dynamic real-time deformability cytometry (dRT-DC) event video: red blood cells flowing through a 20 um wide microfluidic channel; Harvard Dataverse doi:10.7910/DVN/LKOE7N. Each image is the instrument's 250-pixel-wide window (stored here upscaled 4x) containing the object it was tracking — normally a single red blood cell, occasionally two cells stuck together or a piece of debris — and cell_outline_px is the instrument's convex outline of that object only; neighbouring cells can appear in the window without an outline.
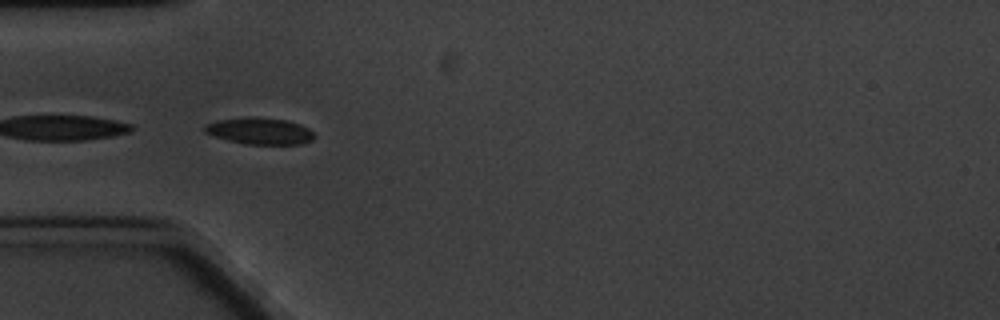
{"species": "common noctule bat (a hibernating species)", "species_latin": "Nyctalus noctula", "temperature_condition": "cold", "stored_images_in_passage": 8, "camera_frame_rate_fps": 3000, "um_per_image_px": 0.085, "animal": {"sex": "male", "body_mass_g": 20.1, "forearm_length_mm": 53.5}, "frame": {"image": 1, "passage_image": 6, "time_ms": 5.667, "image_size_px": [1000, 320], "cell_outline_px": [[316, 136], [312, 140], [300, 144], [244, 144], [228, 140], [204, 132], [204, 124], [220, 120], [284, 120], [300, 124], [308, 128]], "centroid_in_image_um": [22.12, 11.2], "position_along_channel_um": 62.9, "area_um2": 15.95}}